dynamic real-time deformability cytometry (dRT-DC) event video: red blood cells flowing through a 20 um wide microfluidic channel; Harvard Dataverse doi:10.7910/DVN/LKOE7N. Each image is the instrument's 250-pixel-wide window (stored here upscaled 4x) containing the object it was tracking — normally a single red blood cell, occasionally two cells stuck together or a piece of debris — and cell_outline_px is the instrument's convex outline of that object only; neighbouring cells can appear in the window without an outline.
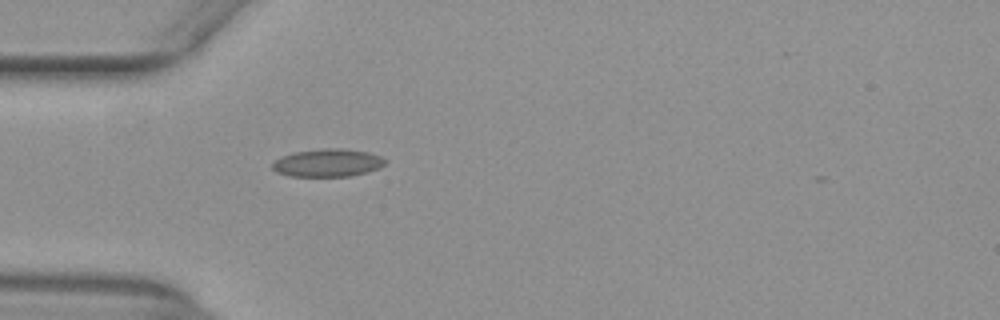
{"species": "common noctule bat (a hibernating species)", "species_latin": "Nyctalus noctula", "temperature_condition": "warm", "stored_images_in_passage": 37, "camera_frame_rate_fps": 3000, "um_per_image_px": 0.085, "animal": {"sex": "female", "body_mass_g": 29.2, "forearm_length_mm": 56.3}, "frame": {"image": 1, "passage_image": 1, "time_ms": 0.0, "image_size_px": [1000, 320], "cell_outline_px": [[388, 160], [380, 168], [368, 172], [348, 176], [288, 176], [276, 172], [272, 168], [272, 164], [276, 160], [292, 152], [324, 148], [344, 148], [368, 152], [380, 156]], "centroid_in_image_um": [27.88, 13.83], "position_along_channel_um": 57.1, "area_um2": 18.38}}
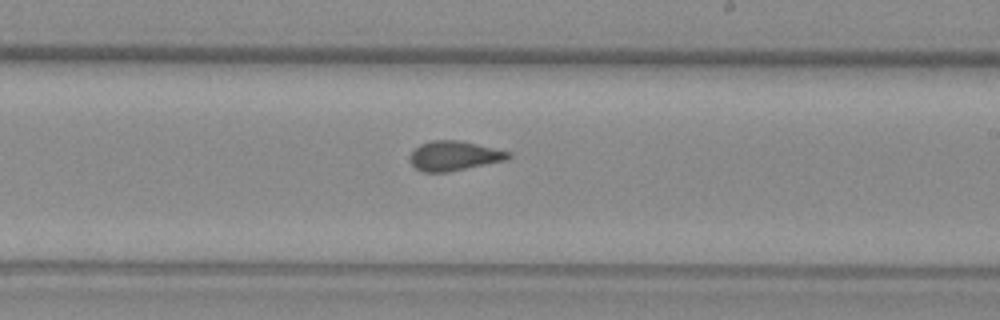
{"frame": {"image": 2, "passage_image": 16, "time_ms": 5.0, "image_size_px": [1000, 320], "cell_outline_px": [[512, 156], [508, 160], [448, 172], [424, 172], [416, 168], [408, 160], [408, 156], [420, 144], [432, 140], [460, 140], [512, 152]], "centroid_in_image_um": [38.62, 13.24], "position_along_channel_um": 250.4, "area_um2": 17.17}}
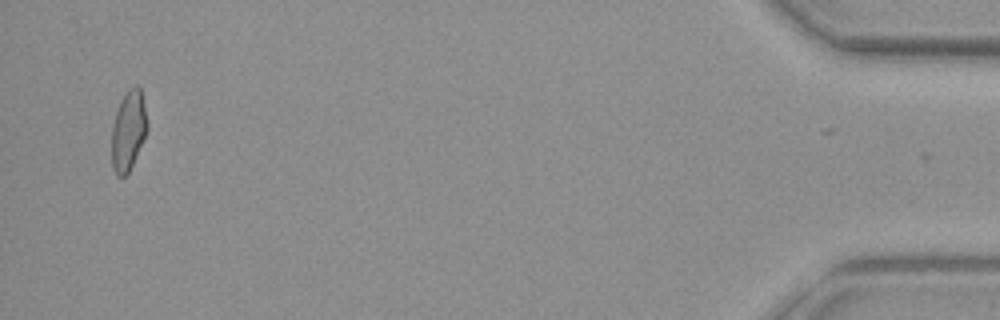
{"frame": {"image": 3, "passage_image": 36, "time_ms": 11.667, "image_size_px": [1000, 320], "cell_outline_px": [[148, 128], [132, 164], [128, 172], [124, 176], [116, 176], [112, 168], [112, 124], [120, 100], [128, 88], [136, 84], [140, 88], [144, 104], [148, 124]], "centroid_in_image_um": [10.9, 11.07], "position_along_channel_um": 424.3, "area_um2": 16.47}, "authors_computed_cell_mechanics": {"area_um2": 17.1088, "velocity_mm_per_s": 3.9594, "shape_relaxation_time_tau1_ms": null, "shape_relaxation_time_tau2_ms": 1.431, "deformation_change_tau1": null, "deformation_change_tau2": 0.0675}}